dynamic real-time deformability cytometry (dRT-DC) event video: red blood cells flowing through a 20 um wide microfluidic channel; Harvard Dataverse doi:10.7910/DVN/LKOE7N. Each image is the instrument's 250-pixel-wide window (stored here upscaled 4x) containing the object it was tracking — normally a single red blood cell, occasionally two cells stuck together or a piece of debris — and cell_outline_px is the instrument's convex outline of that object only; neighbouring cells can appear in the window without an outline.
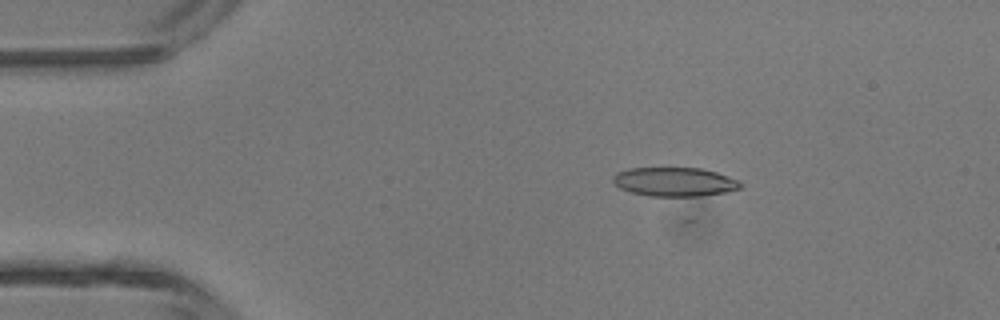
{"species": "common noctule bat (a hibernating species)", "species_latin": "Nyctalus noctula", "temperature_condition": "room temperature", "stored_images_in_passage": 5, "camera_frame_rate_fps": 3000, "um_per_image_px": 0.085, "animal": {"sex": "male", "body_mass_g": 13.3}, "frame": {"image": 1, "passage_image": 3, "time_ms": 0.667, "image_size_px": [1000, 320], "cell_outline_px": [[744, 184], [740, 188], [724, 192], [700, 196], [648, 196], [632, 192], [620, 188], [612, 180], [612, 176], [616, 172], [628, 168], [700, 168], [716, 172], [740, 180]], "centroid_in_image_um": [57.34, 15.45], "position_along_channel_um": 27.7, "area_um2": 21.56}}
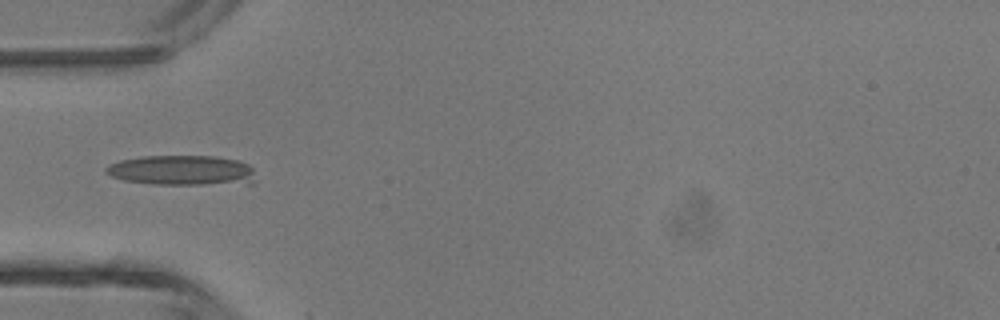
{"frame": {"image": 2, "passage_image": 5, "time_ms": 1.333, "image_size_px": [1000, 320], "cell_outline_px": [[256, 184], [152, 184], [124, 180], [112, 176], [104, 172], [104, 168], [120, 160], [140, 156], [216, 156], [240, 160], [248, 164], [252, 168], [256, 180]], "centroid_in_image_um": [15.54, 14.48], "position_along_channel_um": 69.5, "area_um2": 26.53}}